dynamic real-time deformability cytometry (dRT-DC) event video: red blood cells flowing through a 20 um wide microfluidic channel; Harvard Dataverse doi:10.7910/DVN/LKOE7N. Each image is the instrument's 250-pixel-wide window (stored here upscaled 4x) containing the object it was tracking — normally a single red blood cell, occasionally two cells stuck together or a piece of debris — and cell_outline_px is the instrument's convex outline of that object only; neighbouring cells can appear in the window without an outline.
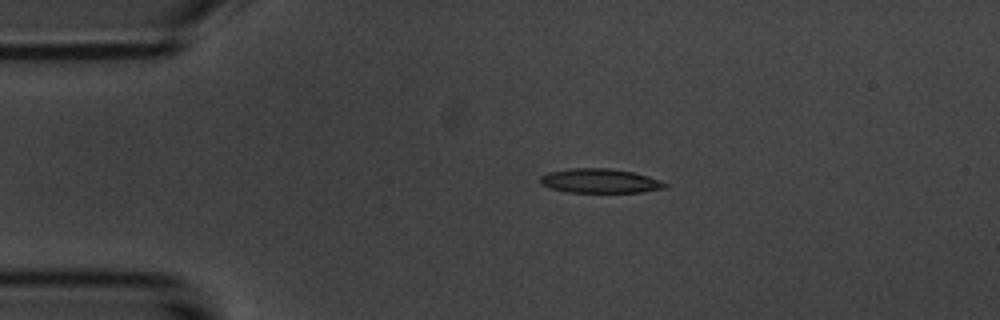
{"species": "common noctule bat (a hibernating species)", "species_latin": "Nyctalus noctula", "temperature_condition": "room temperature", "stored_images_in_passage": 3, "camera_frame_rate_fps": 3000, "um_per_image_px": 0.085, "animal": {"sex": "male", "body_mass_g": 20.1, "forearm_length_mm": 53.5}, "frame": {"image": 1, "passage_image": 2, "time_ms": 1.333, "image_size_px": [1000, 320], "cell_outline_px": [[668, 188], [640, 192], [568, 192], [552, 188], [540, 184], [540, 176], [548, 172], [568, 168], [608, 168], [632, 172], [648, 176], [660, 180], [668, 184]], "centroid_in_image_um": [51.0, 15.37], "position_along_channel_um": 34.0, "area_um2": 17.69}}